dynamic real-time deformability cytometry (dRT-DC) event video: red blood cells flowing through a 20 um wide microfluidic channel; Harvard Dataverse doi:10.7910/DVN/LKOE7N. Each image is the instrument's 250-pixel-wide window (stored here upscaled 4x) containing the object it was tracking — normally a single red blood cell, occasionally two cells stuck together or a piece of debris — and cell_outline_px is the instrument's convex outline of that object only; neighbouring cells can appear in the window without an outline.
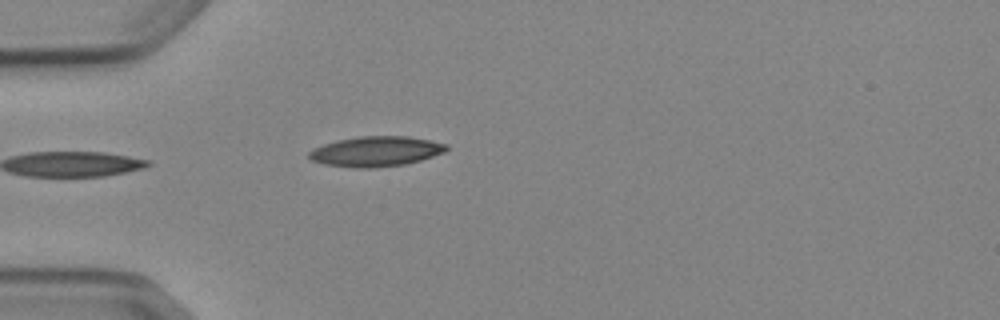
{"species": "Egyptian fruit bat (a non-hibernating species)", "species_latin": "Rousettus aegyptiacus", "temperature_condition": "cold", "stored_images_in_passage": 5, "camera_frame_rate_fps": 3000, "um_per_image_px": 0.085, "animal": {"sex": "female"}, "frame": {"image": 1, "passage_image": 5, "time_ms": 4.667, "image_size_px": [1000, 320], "cell_outline_px": [[448, 148], [444, 152], [420, 160], [404, 164], [372, 168], [356, 168], [324, 164], [312, 160], [308, 156], [308, 152], [312, 148], [336, 140], [360, 136], [408, 136], [448, 144]], "centroid_in_image_um": [31.92, 12.86], "position_along_channel_um": 53.1, "area_um2": 24.04}}